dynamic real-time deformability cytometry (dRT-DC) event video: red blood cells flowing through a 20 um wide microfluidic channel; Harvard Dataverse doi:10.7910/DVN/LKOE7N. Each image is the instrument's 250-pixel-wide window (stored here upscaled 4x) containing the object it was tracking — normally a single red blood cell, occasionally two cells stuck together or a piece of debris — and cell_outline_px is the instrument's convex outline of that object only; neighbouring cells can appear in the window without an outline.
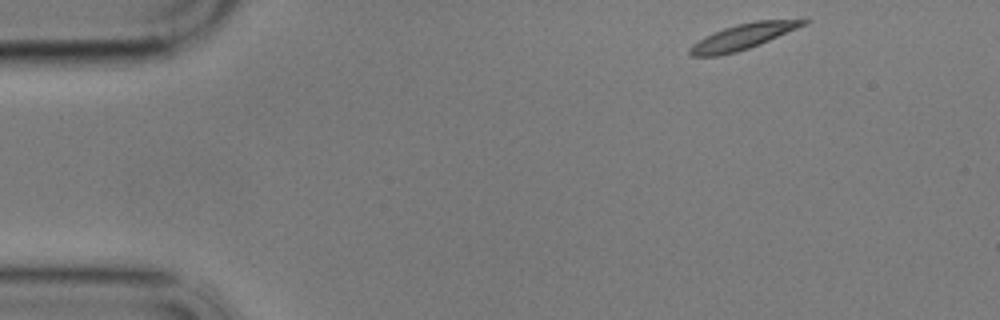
{"species": "common noctule bat (a hibernating species)", "species_latin": "Nyctalus noctula", "temperature_condition": "cold", "stored_images_in_passage": 54, "camera_frame_rate_fps": 3000, "um_per_image_px": 0.085, "animal": {"sex": "male", "body_mass_g": 17.9}, "frame": {"image": 1, "passage_image": 1, "time_ms": 0.0, "image_size_px": [1000, 320], "cell_outline_px": [[812, 20], [808, 24], [760, 44], [736, 52], [720, 56], [692, 56], [688, 52], [688, 48], [692, 44], [724, 28], [736, 24], [756, 20]], "centroid_in_image_um": [63.17, 3.12], "position_along_channel_um": 21.8, "area_um2": 16.7}}
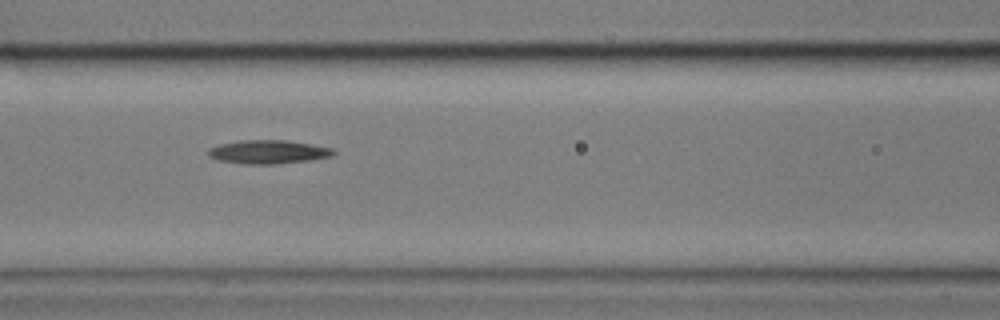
{"frame": {"image": 2, "passage_image": 20, "time_ms": 6.333, "image_size_px": [1000, 320], "cell_outline_px": [[336, 152], [332, 156], [312, 160], [272, 164], [240, 164], [216, 160], [208, 156], [208, 148], [220, 144], [240, 140], [284, 140], [332, 148]], "centroid_in_image_um": [22.75, 12.92], "position_along_channel_um": 143.9, "area_um2": 17.28}}
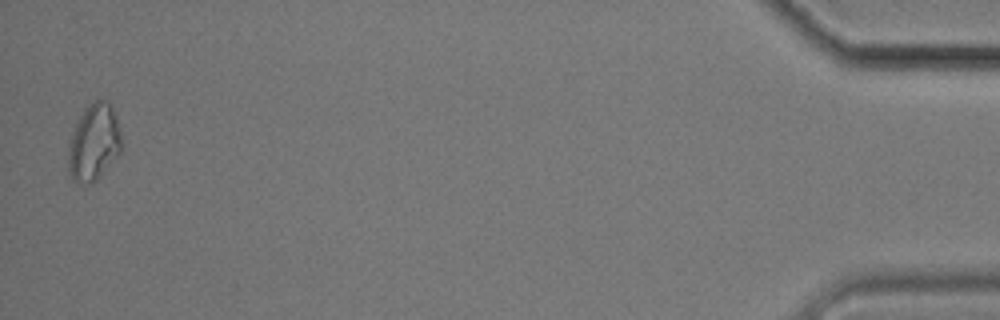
{"frame": {"image": 3, "passage_image": 53, "time_ms": 17.333, "image_size_px": [1000, 320], "cell_outline_px": [[120, 152], [96, 180], [92, 184], [80, 184], [72, 180], [68, 176], [68, 152], [72, 132], [84, 108], [96, 100], [104, 100], [112, 108], [116, 116], [120, 128]], "centroid_in_image_um": [7.95, 12.15], "position_along_channel_um": 427.3, "area_um2": 23.58}}